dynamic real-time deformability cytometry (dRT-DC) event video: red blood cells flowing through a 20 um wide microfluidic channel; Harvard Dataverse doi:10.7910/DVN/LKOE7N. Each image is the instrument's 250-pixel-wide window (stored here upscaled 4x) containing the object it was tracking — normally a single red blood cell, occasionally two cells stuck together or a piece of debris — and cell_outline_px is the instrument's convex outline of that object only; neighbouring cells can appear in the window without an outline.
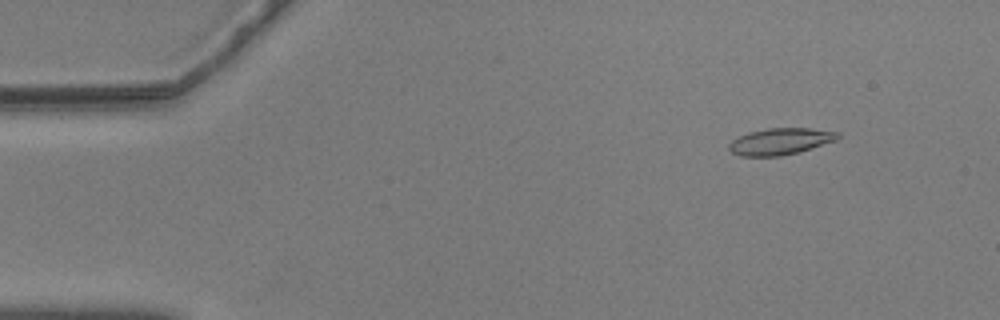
{"species": "common noctule bat (a hibernating species)", "species_latin": "Nyctalus noctula", "temperature_condition": "warm", "stored_images_in_passage": 17, "camera_frame_rate_fps": 3000, "um_per_image_px": 0.085, "animal": {"sex": "male", "body_mass_g": 20.5, "forearm_length_mm": 52.5}, "frame": {"image": 1, "passage_image": 2, "time_ms": 0.333, "image_size_px": [1000, 320], "cell_outline_px": [[840, 136], [836, 140], [800, 152], [780, 156], [740, 156], [732, 152], [728, 148], [728, 144], [732, 140], [748, 132], [768, 128], [812, 128], [840, 132]], "centroid_in_image_um": [66.34, 12.02], "position_along_channel_um": 18.7, "area_um2": 16.94}}
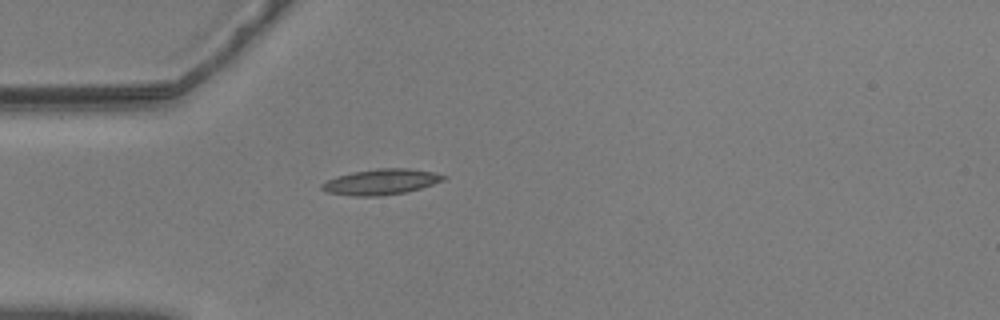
{"frame": {"image": 2, "passage_image": 12, "time_ms": 3.667, "image_size_px": [1000, 320], "cell_outline_px": [[448, 176], [444, 180], [408, 192], [380, 196], [352, 196], [324, 192], [320, 188], [320, 184], [336, 176], [352, 172], [376, 168], [408, 168], [432, 172]], "centroid_in_image_um": [32.35, 15.46], "position_along_channel_um": 52.7, "area_um2": 18.32}}
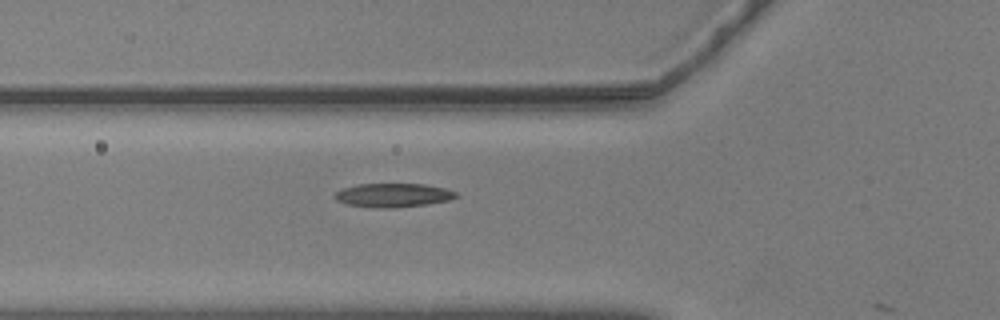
{"frame": {"image": 3, "passage_image": 16, "time_ms": 5.0, "image_size_px": [1000, 320], "cell_outline_px": [[460, 196], [452, 200], [428, 204], [396, 208], [376, 208], [348, 204], [336, 200], [332, 196], [336, 192], [344, 188], [356, 184], [424, 184], [444, 188], [456, 192]], "centroid_in_image_um": [33.45, 16.6], "position_along_channel_um": 92.4, "area_um2": 16.99}}